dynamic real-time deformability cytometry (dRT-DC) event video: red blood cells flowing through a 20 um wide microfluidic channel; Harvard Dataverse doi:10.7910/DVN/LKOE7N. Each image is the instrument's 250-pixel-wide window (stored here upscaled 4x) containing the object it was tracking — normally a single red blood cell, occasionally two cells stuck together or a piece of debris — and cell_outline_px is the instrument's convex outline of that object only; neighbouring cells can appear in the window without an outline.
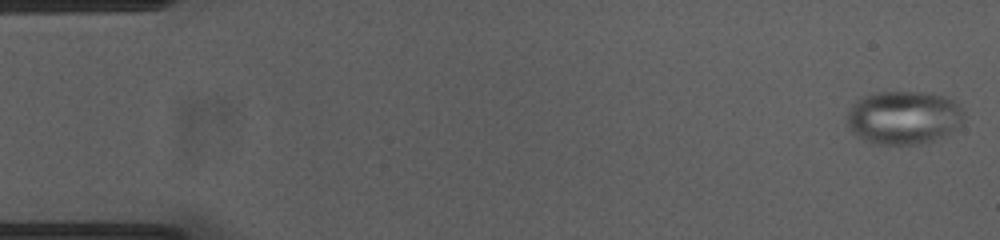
{"species": "common noctule bat (a hibernating species)", "species_latin": "Nyctalus noctula", "temperature_condition": "cold", "stored_images_in_passage": 54, "camera_frame_rate_fps": 3000, "um_per_image_px": 0.085, "animal": {"sex": "female", "body_mass_g": 23.0, "forearm_length_mm": 53.4}, "frame": {"image": 1, "passage_image": 1, "time_ms": 0.0, "image_size_px": [1000, 240], "cell_outline_px": [[964, 120], [956, 128], [944, 136], [928, 144], [872, 144], [856, 136], [848, 128], [848, 112], [852, 104], [860, 96], [876, 92], [920, 92], [944, 96], [956, 100], [964, 112]], "centroid_in_image_um": [76.81, 10.0], "position_along_channel_um": 8.2, "area_um2": 36.93}}
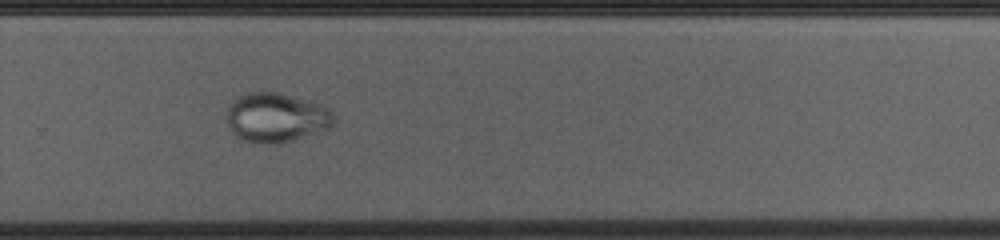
{"frame": {"image": 2, "passage_image": 36, "time_ms": 11.667, "image_size_px": [1000, 240], "cell_outline_px": [[336, 120], [328, 128], [284, 144], [260, 144], [244, 140], [236, 136], [232, 132], [224, 116], [228, 108], [240, 96], [248, 92], [280, 92], [320, 104], [332, 112], [336, 116]], "centroid_in_image_um": [23.48, 10.01], "position_along_channel_um": 306.3, "area_um2": 31.04}}
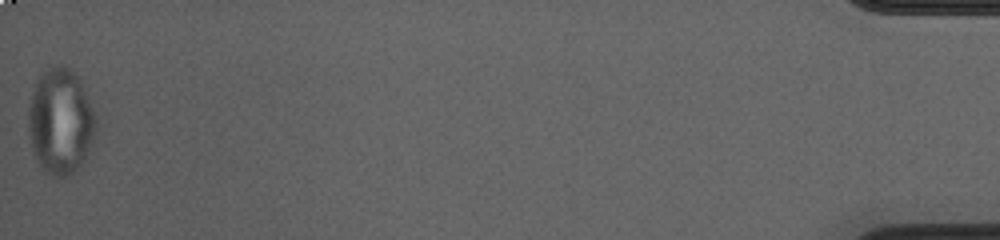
{"frame": {"image": 3, "passage_image": 54, "time_ms": 17.667, "image_size_px": [1000, 240], "cell_outline_px": [[96, 132], [88, 152], [84, 160], [72, 172], [56, 180], [36, 160], [32, 152], [28, 136], [28, 104], [36, 80], [40, 72], [48, 64], [64, 64], [76, 76], [92, 104], [96, 120]], "centroid_in_image_um": [5.1, 10.28], "position_along_channel_um": 430.1, "area_um2": 42.14}}